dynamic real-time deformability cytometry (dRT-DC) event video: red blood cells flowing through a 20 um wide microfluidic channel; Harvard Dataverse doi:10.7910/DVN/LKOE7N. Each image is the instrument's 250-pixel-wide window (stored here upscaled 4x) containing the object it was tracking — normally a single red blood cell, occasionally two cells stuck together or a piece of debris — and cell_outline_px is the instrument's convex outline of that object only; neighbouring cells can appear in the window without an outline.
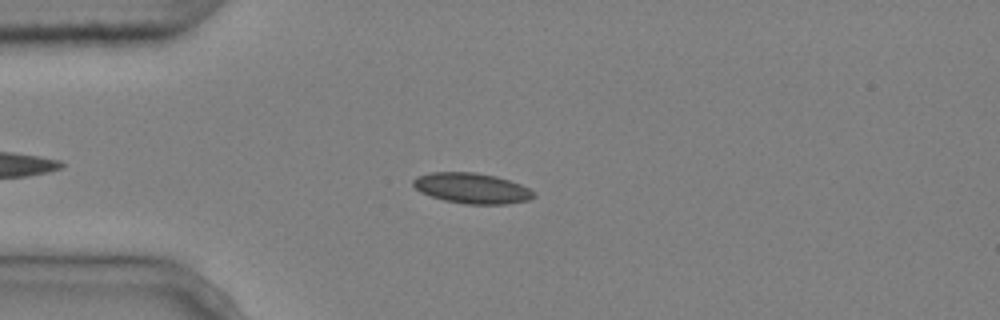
{"species": "common noctule bat (a hibernating species)", "species_latin": "Nyctalus noctula", "temperature_condition": "cold", "stored_images_in_passage": 6, "camera_frame_rate_fps": 3000, "um_per_image_px": 0.085, "animal": {"sex": "male", "body_mass_g": 20.4}, "frame": {"image": 1, "passage_image": 3, "time_ms": 0.667, "image_size_px": [1000, 320], "cell_outline_px": [[536, 196], [528, 200], [504, 204], [464, 204], [444, 200], [420, 192], [412, 184], [412, 180], [416, 176], [432, 172], [472, 172], [496, 176], [520, 184], [536, 192]], "centroid_in_image_um": [40.1, 16.0], "position_along_channel_um": 44.9, "area_um2": 21.39}}